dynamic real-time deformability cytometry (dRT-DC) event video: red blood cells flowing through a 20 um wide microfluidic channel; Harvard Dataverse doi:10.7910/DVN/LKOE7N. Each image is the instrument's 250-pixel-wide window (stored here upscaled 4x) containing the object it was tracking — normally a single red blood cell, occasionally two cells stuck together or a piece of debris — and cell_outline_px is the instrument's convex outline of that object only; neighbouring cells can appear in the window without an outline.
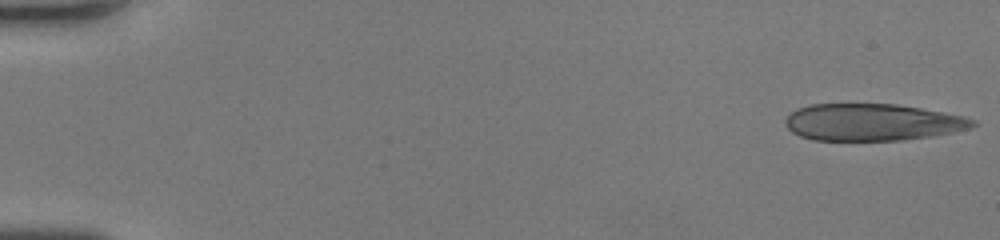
{"species": "human", "species_latin": "Homo sapiens", "temperature_condition": "room temperature", "stored_images_in_passage": 46, "camera_frame_rate_fps": 3000, "um_per_image_px": 0.085, "donor": {"sex": "female"}, "frame": {"image": 1, "passage_image": 1, "time_ms": 0.0, "image_size_px": [1000, 240], "cell_outline_px": [[976, 124], [972, 128], [932, 136], [900, 140], [812, 140], [800, 136], [792, 132], [784, 124], [784, 120], [796, 108], [812, 104], [896, 104], [944, 112], [964, 116], [976, 120]], "centroid_in_image_um": [74.14, 10.39], "position_along_channel_um": 10.9, "area_um2": 40.4}}
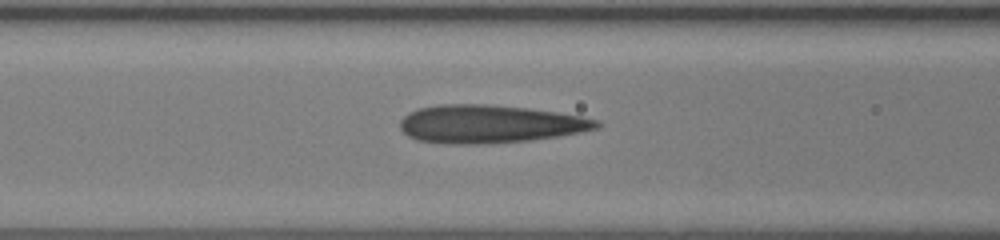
{"frame": {"image": 2, "passage_image": 20, "time_ms": 6.333, "image_size_px": [1000, 240], "cell_outline_px": [[600, 128], [560, 136], [532, 140], [484, 144], [452, 144], [416, 140], [408, 136], [400, 128], [400, 120], [408, 112], [420, 108], [440, 104], [488, 104], [528, 108], [556, 112], [580, 116], [600, 120]], "centroid_in_image_um": [41.63, 10.54], "position_along_channel_um": 125.0, "area_um2": 43.81}}
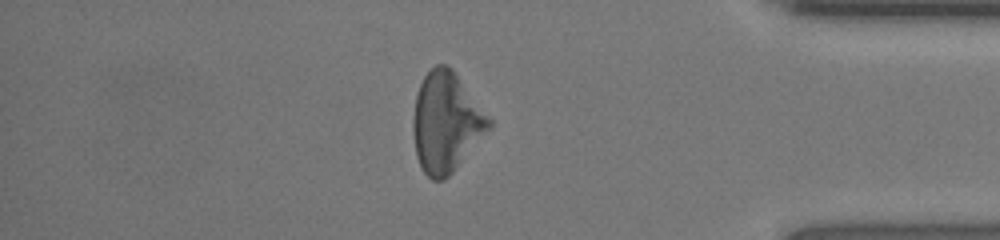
{"frame": {"image": 3, "passage_image": 40, "time_ms": 13.0, "image_size_px": [1000, 240], "cell_outline_px": [[492, 128], [452, 172], [444, 180], [432, 180], [424, 172], [416, 156], [412, 132], [412, 120], [416, 96], [420, 84], [424, 76], [436, 64], [444, 64], [452, 68], [492, 120]], "centroid_in_image_um": [37.92, 10.4], "position_along_channel_um": 397.3, "area_um2": 44.16}, "authors_computed_cell_mechanics": {"area_um2": 42.8298, "velocity_mm_per_s": 4.4612, "shape_relaxation_time_tau1_ms": 7.6465, "shape_relaxation_time_tau2_ms": 1.8788, "deformation_change_tau1": 0.2138, "deformation_change_tau2": 0.1333}}